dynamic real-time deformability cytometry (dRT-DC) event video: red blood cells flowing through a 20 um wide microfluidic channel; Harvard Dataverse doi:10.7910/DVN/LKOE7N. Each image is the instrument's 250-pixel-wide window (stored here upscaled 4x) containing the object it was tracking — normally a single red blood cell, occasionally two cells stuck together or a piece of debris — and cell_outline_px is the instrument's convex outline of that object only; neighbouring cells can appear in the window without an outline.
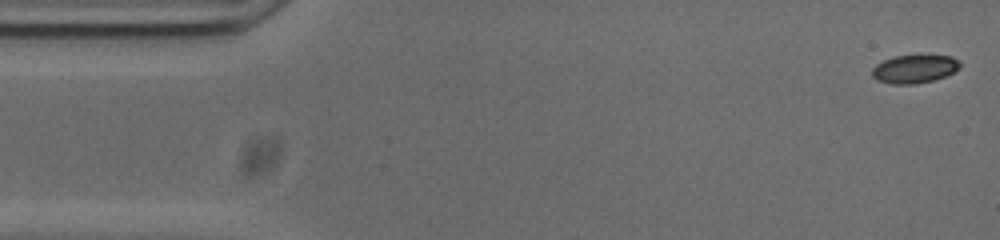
{"species": "common noctule bat (a hibernating species)", "species_latin": "Nyctalus noctula", "temperature_condition": "cold", "stored_images_in_passage": 53, "camera_frame_rate_fps": 3000, "um_per_image_px": 0.085, "animal": {"sex": "male", "body_mass_g": 20.0, "forearm_length_mm": 53.3}, "frame": {"image": 1, "passage_image": 1, "time_ms": 0.0, "image_size_px": [1000, 240], "cell_outline_px": [[960, 68], [944, 76], [932, 80], [912, 84], [892, 84], [876, 80], [872, 76], [872, 68], [876, 64], [892, 56], [952, 56], [960, 60]], "centroid_in_image_um": [77.7, 5.86], "position_along_channel_um": 7.3, "area_um2": 14.33}}
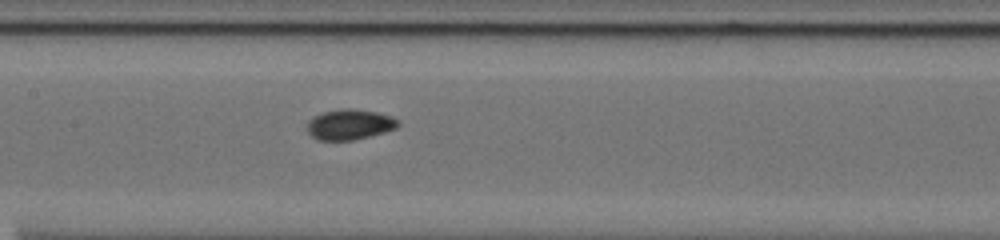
{"frame": {"image": 2, "passage_image": 24, "time_ms": 7.667, "image_size_px": [1000, 240], "cell_outline_px": [[400, 124], [396, 128], [384, 132], [352, 140], [316, 140], [308, 132], [308, 120], [312, 116], [324, 112], [340, 108], [352, 108], [376, 112], [392, 116], [400, 120]], "centroid_in_image_um": [29.72, 10.57], "position_along_channel_um": 177.7, "area_um2": 16.18}}
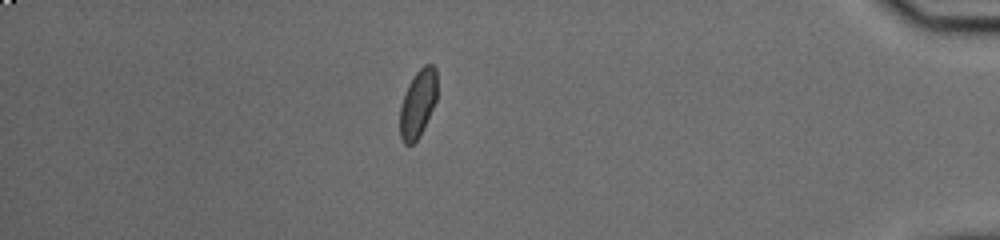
{"frame": {"image": 3, "passage_image": 46, "time_ms": 15.0, "image_size_px": [1000, 240], "cell_outline_px": [[436, 100], [416, 140], [412, 144], [404, 144], [400, 136], [400, 104], [408, 84], [416, 72], [424, 64], [432, 64], [436, 68]], "centroid_in_image_um": [35.49, 8.75], "position_along_channel_um": 399.7, "area_um2": 14.33}, "authors_computed_cell_mechanics": {"area_um2": 15.0858, "velocity_mm_per_s": 3.7287, "shape_relaxation_time_tau1_ms": null, "shape_relaxation_time_tau2_ms": 1.3417, "deformation_change_tau1": null, "deformation_change_tau2": 0.0446}}